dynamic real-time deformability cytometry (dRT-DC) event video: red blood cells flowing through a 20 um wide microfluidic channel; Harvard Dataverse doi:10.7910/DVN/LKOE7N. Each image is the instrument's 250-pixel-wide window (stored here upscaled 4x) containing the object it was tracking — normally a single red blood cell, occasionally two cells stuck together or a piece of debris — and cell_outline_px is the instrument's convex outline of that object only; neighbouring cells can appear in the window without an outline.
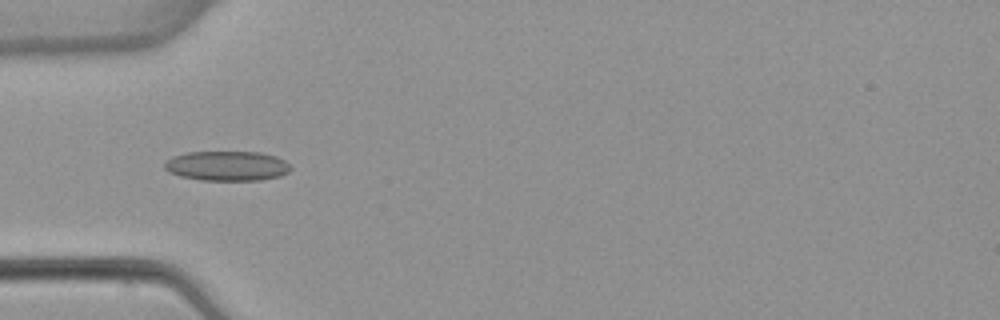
{"species": "common noctule bat (a hibernating species)", "species_latin": "Nyctalus noctula", "temperature_condition": "warm", "stored_images_in_passage": 7, "camera_frame_rate_fps": 3000, "um_per_image_px": 0.085, "animal": {"sex": "female", "body_mass_g": 22.7, "forearm_length_mm": 54.2}, "frame": {"image": 1, "passage_image": 5, "time_ms": 5.0, "image_size_px": [1000, 320], "cell_outline_px": [[292, 168], [288, 172], [280, 176], [260, 180], [200, 180], [180, 176], [168, 172], [164, 168], [164, 164], [172, 156], [188, 152], [260, 152], [276, 156], [284, 160]], "centroid_in_image_um": [19.29, 14.1], "position_along_channel_um": 65.7, "area_um2": 21.91}}
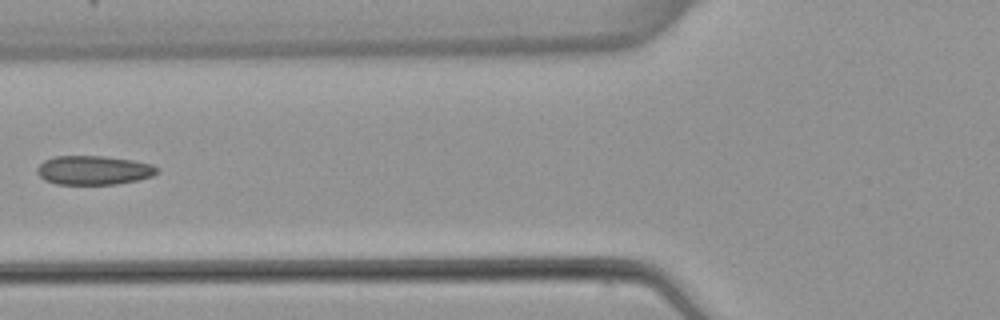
{"frame": {"image": 2, "passage_image": 6, "time_ms": 6.333, "image_size_px": [1000, 320], "cell_outline_px": [[160, 172], [152, 176], [136, 180], [116, 184], [56, 184], [44, 180], [36, 172], [36, 168], [44, 160], [56, 156], [104, 156], [132, 160], [152, 164], [160, 168]], "centroid_in_image_um": [7.97, 14.46], "position_along_channel_um": 117.8, "area_um2": 20.4}}
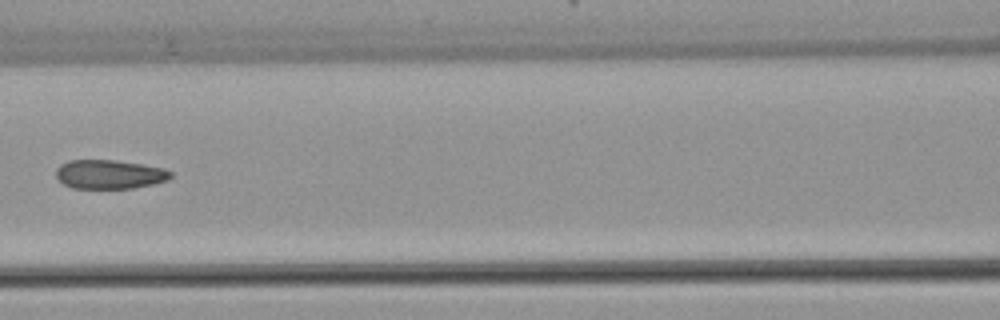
{"frame": {"image": 3, "passage_image": 7, "time_ms": 7.333, "image_size_px": [1000, 320], "cell_outline_px": [[172, 176], [168, 180], [152, 184], [132, 188], [72, 188], [64, 184], [56, 176], [56, 168], [60, 164], [68, 160], [116, 160], [164, 168], [172, 172]], "centroid_in_image_um": [9.3, 14.81], "position_along_channel_um": 157.3, "area_um2": 19.36}}